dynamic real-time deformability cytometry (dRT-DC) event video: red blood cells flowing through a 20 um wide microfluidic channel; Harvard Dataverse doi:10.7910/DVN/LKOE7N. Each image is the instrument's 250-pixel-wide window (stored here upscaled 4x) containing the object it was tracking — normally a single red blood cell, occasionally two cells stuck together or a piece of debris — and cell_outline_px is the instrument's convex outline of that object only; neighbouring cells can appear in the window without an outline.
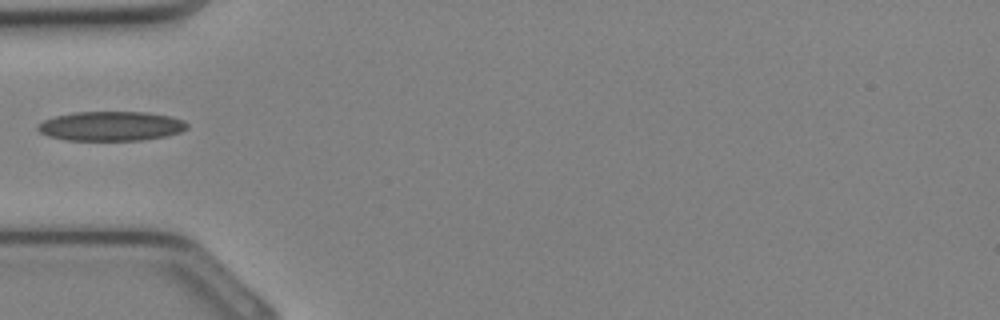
{"species": "Egyptian fruit bat (a non-hibernating species)", "species_latin": "Rousettus aegyptiacus", "temperature_condition": "cold", "stored_images_in_passage": 23, "camera_frame_rate_fps": 3000, "um_per_image_px": 0.085, "animal": {"sex": "female"}, "frame": {"image": 1, "passage_image": 1, "time_ms": 0.0, "image_size_px": [1000, 320], "cell_outline_px": [[188, 128], [180, 132], [164, 136], [140, 140], [64, 140], [48, 136], [40, 132], [36, 128], [36, 124], [44, 120], [56, 116], [76, 112], [148, 112], [168, 116], [184, 120], [188, 124]], "centroid_in_image_um": [9.41, 10.72], "position_along_channel_um": 75.6, "area_um2": 25.61}}
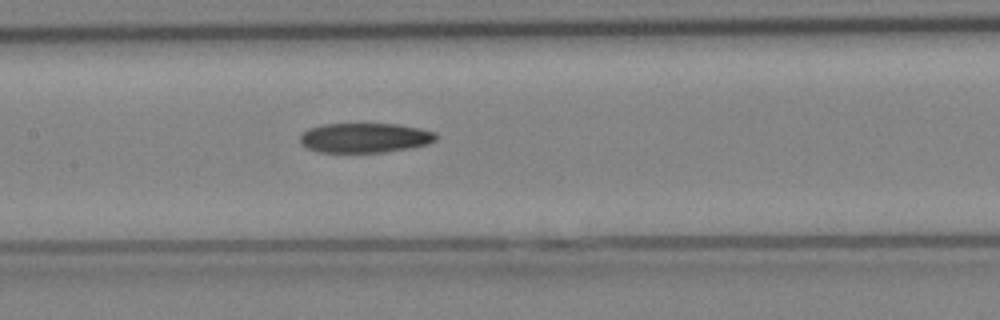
{"frame": {"image": 2, "passage_image": 6, "time_ms": 1.667, "image_size_px": [1000, 320], "cell_outline_px": [[436, 140], [428, 144], [408, 148], [380, 152], [320, 152], [308, 148], [300, 144], [300, 136], [308, 128], [320, 124], [396, 124], [420, 128], [436, 132]], "centroid_in_image_um": [30.99, 11.7], "position_along_channel_um": 176.4, "area_um2": 23.47}}
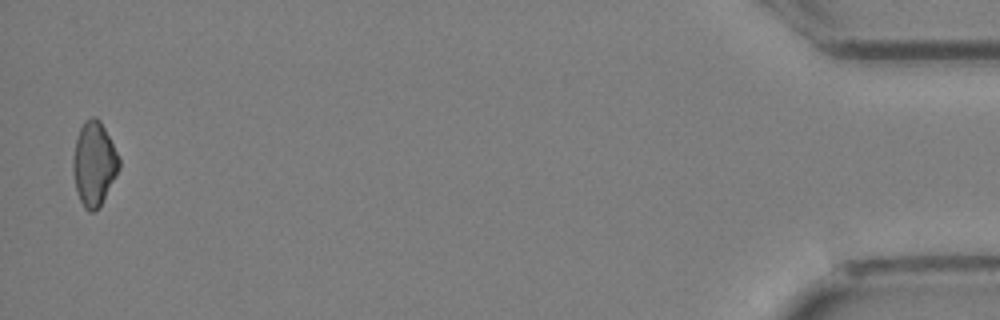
{"frame": {"image": 3, "passage_image": 23, "time_ms": 7.333, "image_size_px": [1000, 320], "cell_outline_px": [[120, 168], [116, 176], [100, 204], [92, 212], [88, 212], [84, 208], [80, 200], [76, 188], [72, 172], [72, 156], [76, 140], [80, 128], [84, 120], [92, 116], [96, 116], [100, 120], [120, 160]], "centroid_in_image_um": [7.97, 13.89], "position_along_channel_um": 427.2, "area_um2": 22.31}}